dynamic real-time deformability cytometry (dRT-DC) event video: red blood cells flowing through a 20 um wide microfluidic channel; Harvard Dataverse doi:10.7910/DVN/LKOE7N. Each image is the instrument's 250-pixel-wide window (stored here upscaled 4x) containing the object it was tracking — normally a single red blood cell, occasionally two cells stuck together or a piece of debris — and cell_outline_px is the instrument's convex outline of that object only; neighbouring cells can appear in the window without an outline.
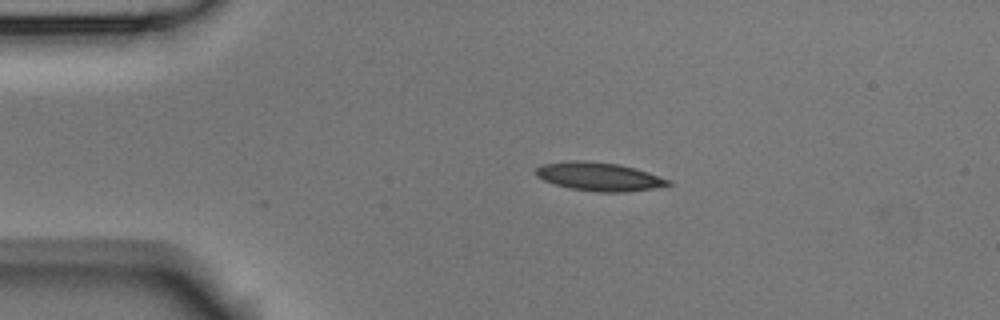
{"species": "Egyptian fruit bat (a non-hibernating species)", "species_latin": "Rousettus aegyptiacus", "temperature_condition": "room temperature", "stored_images_in_passage": 3, "camera_frame_rate_fps": 3000, "um_per_image_px": 0.085, "animal": {"sex": "male"}, "frame": {"image": 1, "passage_image": 2, "time_ms": 0.333, "image_size_px": [1000, 320], "cell_outline_px": [[672, 184], [652, 188], [624, 192], [596, 192], [572, 188], [556, 184], [544, 180], [536, 176], [536, 168], [544, 164], [572, 160], [584, 160], [620, 164], [636, 168], [672, 180]], "centroid_in_image_um": [50.95, 15.0], "position_along_channel_um": 34.0, "area_um2": 21.85}}